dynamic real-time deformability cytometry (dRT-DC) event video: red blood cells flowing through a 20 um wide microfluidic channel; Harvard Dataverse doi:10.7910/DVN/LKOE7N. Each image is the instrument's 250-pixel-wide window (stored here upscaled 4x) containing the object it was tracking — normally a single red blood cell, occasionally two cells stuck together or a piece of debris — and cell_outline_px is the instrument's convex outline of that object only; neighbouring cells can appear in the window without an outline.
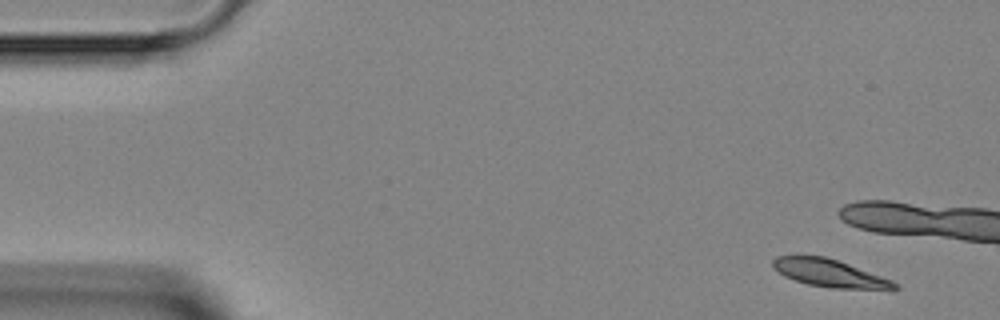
{"species": "Egyptian fruit bat (a non-hibernating species)", "species_latin": "Rousettus aegyptiacus", "temperature_condition": "room temperature", "stored_images_in_passage": 3, "camera_frame_rate_fps": 3000, "um_per_image_px": 0.085, "animal": {"sex": "female"}, "frame": {"image": 1, "passage_image": 1, "time_ms": 0.0, "image_size_px": [1000, 320], "cell_outline_px": [[900, 288], [892, 292], [832, 288], [808, 284], [784, 276], [772, 268], [772, 260], [776, 256], [824, 256], [848, 264], [892, 280]], "centroid_in_image_um": [70.62, 23.27], "position_along_channel_um": 14.4, "area_um2": 20.0}}